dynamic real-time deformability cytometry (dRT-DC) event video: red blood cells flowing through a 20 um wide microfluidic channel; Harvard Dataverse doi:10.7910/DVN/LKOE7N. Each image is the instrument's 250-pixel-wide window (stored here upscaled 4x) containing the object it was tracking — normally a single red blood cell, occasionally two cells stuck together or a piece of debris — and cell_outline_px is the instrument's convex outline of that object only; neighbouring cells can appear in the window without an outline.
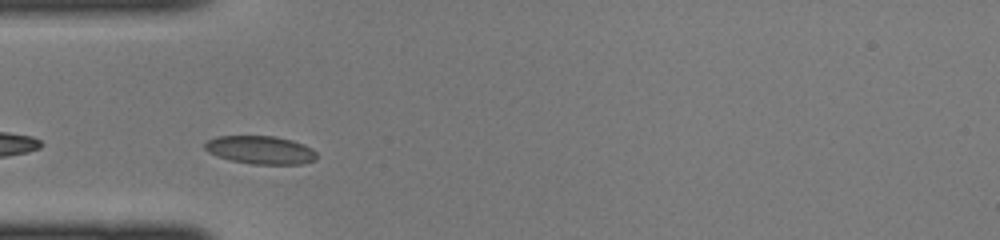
{"species": "common noctule bat (a hibernating species)", "species_latin": "Nyctalus noctula", "temperature_condition": "cold", "stored_images_in_passage": 6, "camera_frame_rate_fps": 3000, "um_per_image_px": 0.085, "animal": {"sex": "female", "body_mass_g": 22.0, "forearm_length_mm": 56.7}, "frame": {"image": 1, "passage_image": 2, "time_ms": 0.333, "image_size_px": [1000, 240], "cell_outline_px": [[316, 160], [304, 164], [252, 164], [232, 160], [216, 156], [208, 152], [204, 148], [204, 144], [208, 140], [216, 136], [276, 136], [292, 140], [304, 144], [312, 148], [316, 152]], "centroid_in_image_um": [22.15, 12.74], "position_along_channel_um": 62.8, "area_um2": 18.5}}